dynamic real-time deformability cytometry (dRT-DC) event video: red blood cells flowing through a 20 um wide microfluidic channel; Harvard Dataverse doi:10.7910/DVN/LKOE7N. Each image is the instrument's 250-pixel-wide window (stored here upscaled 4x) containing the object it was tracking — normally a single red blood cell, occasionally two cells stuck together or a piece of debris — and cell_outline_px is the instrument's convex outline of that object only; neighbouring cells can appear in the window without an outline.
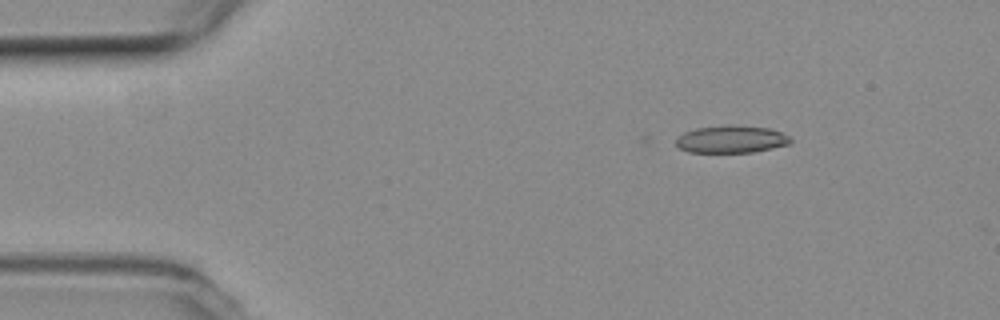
{"species": "common noctule bat (a hibernating species)", "species_latin": "Nyctalus noctula", "temperature_condition": "room temperature", "stored_images_in_passage": 4, "camera_frame_rate_fps": 3000, "um_per_image_px": 0.085, "animal": {"sex": "female", "body_mass_g": 19.3, "forearm_length_mm": 54.1}, "frame": {"image": 1, "passage_image": 1, "time_ms": 0.0, "image_size_px": [1000, 320], "cell_outline_px": [[792, 140], [788, 144], [756, 152], [688, 152], [680, 148], [676, 144], [676, 136], [684, 132], [696, 128], [728, 124], [732, 124], [768, 128], [780, 132], [788, 136]], "centroid_in_image_um": [62.12, 11.82], "position_along_channel_um": 22.9, "area_um2": 18.38}}